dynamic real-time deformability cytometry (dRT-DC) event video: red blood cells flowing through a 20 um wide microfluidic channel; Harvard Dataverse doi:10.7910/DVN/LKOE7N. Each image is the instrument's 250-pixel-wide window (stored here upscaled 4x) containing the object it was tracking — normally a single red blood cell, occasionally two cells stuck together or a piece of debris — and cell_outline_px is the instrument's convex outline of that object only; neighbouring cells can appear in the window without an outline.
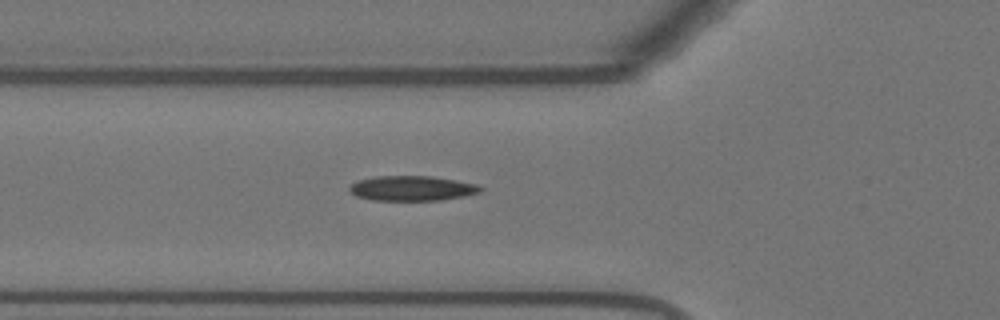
{"species": "Egyptian fruit bat (a non-hibernating species)", "species_latin": "Rousettus aegyptiacus", "temperature_condition": "warm", "stored_images_in_passage": 37, "camera_frame_rate_fps": 3000, "um_per_image_px": 0.085, "animal": {"sex": "female"}, "frame": {"image": 1, "passage_image": 2, "time_ms": 0.333, "image_size_px": [1000, 320], "cell_outline_px": [[484, 188], [480, 192], [464, 196], [440, 200], [372, 200], [356, 196], [348, 192], [348, 184], [356, 180], [376, 176], [432, 176], [456, 180], [476, 184]], "centroid_in_image_um": [34.95, 16.0], "position_along_channel_um": 90.8, "area_um2": 19.25}}
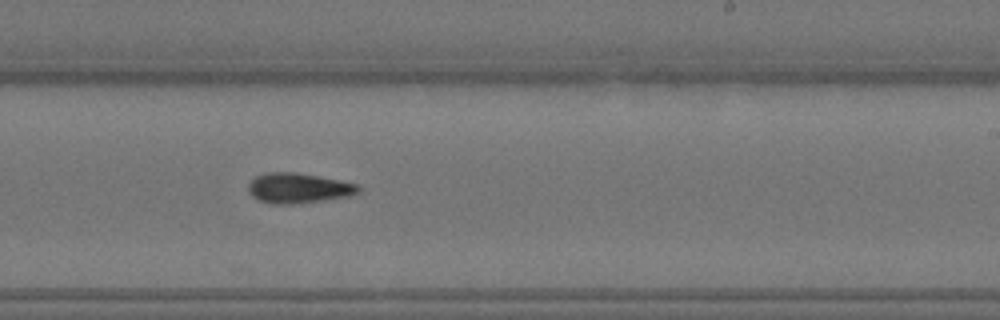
{"frame": {"image": 2, "passage_image": 16, "time_ms": 5.0, "image_size_px": [1000, 320], "cell_outline_px": [[360, 192], [348, 196], [320, 200], [288, 204], [276, 204], [260, 200], [252, 196], [248, 192], [248, 184], [256, 176], [264, 172], [296, 172], [320, 176], [340, 180], [356, 184], [360, 188]], "centroid_in_image_um": [25.34, 15.97], "position_along_channel_um": 263.7, "area_um2": 19.13}}
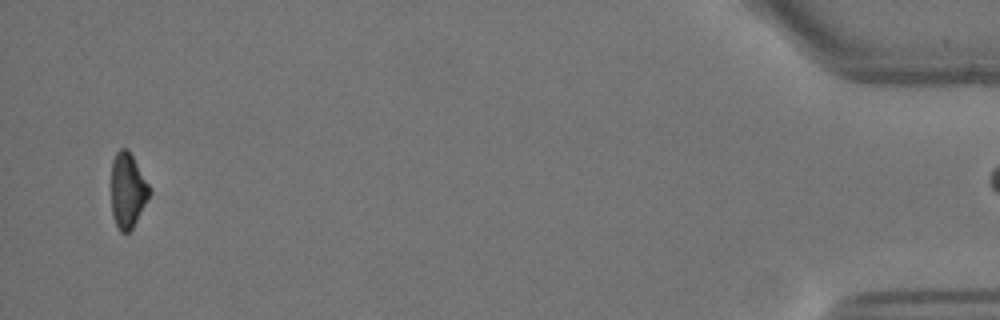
{"frame": {"image": 3, "passage_image": 36, "time_ms": 11.667, "image_size_px": [1000, 320], "cell_outline_px": [[152, 192], [132, 228], [128, 232], [120, 232], [116, 224], [112, 212], [112, 160], [116, 152], [120, 148], [128, 148], [152, 188]], "centroid_in_image_um": [10.88, 16.14], "position_along_channel_um": 424.3, "area_um2": 16.76}}